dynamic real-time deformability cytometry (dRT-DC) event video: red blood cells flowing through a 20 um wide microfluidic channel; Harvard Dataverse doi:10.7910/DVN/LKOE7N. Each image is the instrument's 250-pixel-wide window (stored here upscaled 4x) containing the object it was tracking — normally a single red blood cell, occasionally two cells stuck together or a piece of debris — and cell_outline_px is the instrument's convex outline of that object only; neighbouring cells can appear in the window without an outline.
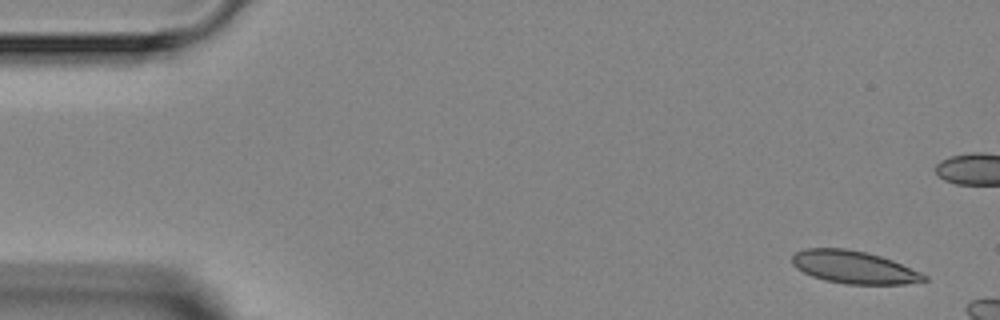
{"species": "Egyptian fruit bat (a non-hibernating species)", "species_latin": "Rousettus aegyptiacus", "temperature_condition": "room temperature", "stored_images_in_passage": 3, "camera_frame_rate_fps": 3000, "um_per_image_px": 0.085, "animal": {"sex": "female"}, "frame": {"image": 1, "passage_image": 1, "time_ms": 0.0, "image_size_px": [1000, 320], "cell_outline_px": [[928, 280], [904, 284], [848, 284], [824, 280], [812, 276], [796, 268], [792, 264], [792, 256], [796, 252], [804, 248], [844, 248], [864, 252], [880, 256], [892, 260], [920, 272], [928, 276]], "centroid_in_image_um": [72.56, 22.71], "position_along_channel_um": 12.4, "area_um2": 24.97}}